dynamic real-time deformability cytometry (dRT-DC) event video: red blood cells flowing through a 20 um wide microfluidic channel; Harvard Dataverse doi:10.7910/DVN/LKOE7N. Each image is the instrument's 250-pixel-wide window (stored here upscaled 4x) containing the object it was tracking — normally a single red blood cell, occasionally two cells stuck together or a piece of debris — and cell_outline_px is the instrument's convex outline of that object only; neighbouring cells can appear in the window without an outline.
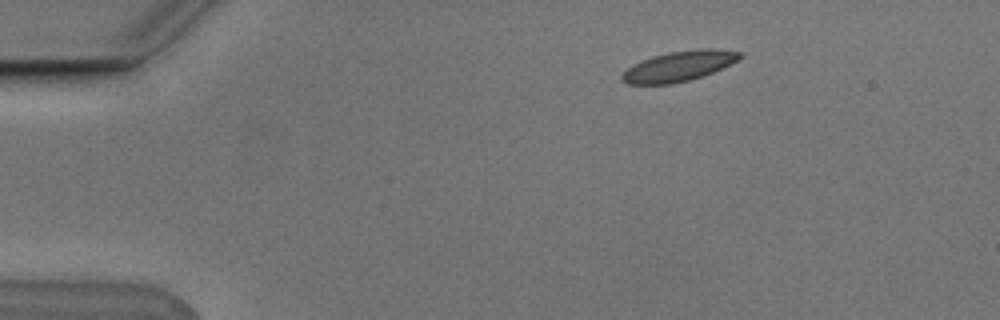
{"species": "Egyptian fruit bat (a non-hibernating species)", "species_latin": "Rousettus aegyptiacus", "temperature_condition": "cold", "stored_images_in_passage": 3, "camera_frame_rate_fps": 3000, "um_per_image_px": 0.085, "animal": {"sex": "male"}, "frame": {"image": 1, "passage_image": 1, "time_ms": 0.0, "image_size_px": [1000, 320], "cell_outline_px": [[744, 56], [740, 60], [704, 76], [672, 84], [628, 84], [620, 80], [620, 76], [632, 64], [640, 60], [652, 56], [668, 52], [700, 48], [716, 48], [744, 52]], "centroid_in_image_um": [57.75, 5.61], "position_along_channel_um": 27.3, "area_um2": 21.15}}